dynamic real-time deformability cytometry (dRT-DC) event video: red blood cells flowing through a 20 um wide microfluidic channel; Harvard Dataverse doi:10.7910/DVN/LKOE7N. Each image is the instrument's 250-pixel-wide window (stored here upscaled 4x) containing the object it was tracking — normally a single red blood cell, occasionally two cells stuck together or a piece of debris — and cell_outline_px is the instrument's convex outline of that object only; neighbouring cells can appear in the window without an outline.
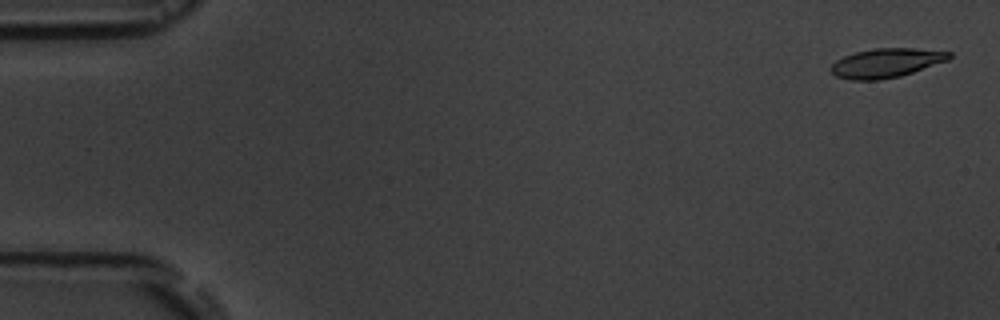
{"species": "common noctule bat (a hibernating species)", "species_latin": "Nyctalus noctula", "temperature_condition": "room temperature", "stored_images_in_passage": 6, "camera_frame_rate_fps": 3000, "um_per_image_px": 0.085, "animal": {"sex": "male", "body_mass_g": 19.5, "forearm_length_mm": 54.6}, "frame": {"image": 1, "passage_image": 1, "time_ms": 0.0, "image_size_px": [1000, 320], "cell_outline_px": [[952, 56], [948, 60], [900, 76], [880, 80], [852, 80], [836, 76], [828, 68], [836, 60], [844, 56], [856, 52], [876, 48], [912, 48], [952, 52]], "centroid_in_image_um": [75.31, 5.35], "position_along_channel_um": 9.7, "area_um2": 20.0}}